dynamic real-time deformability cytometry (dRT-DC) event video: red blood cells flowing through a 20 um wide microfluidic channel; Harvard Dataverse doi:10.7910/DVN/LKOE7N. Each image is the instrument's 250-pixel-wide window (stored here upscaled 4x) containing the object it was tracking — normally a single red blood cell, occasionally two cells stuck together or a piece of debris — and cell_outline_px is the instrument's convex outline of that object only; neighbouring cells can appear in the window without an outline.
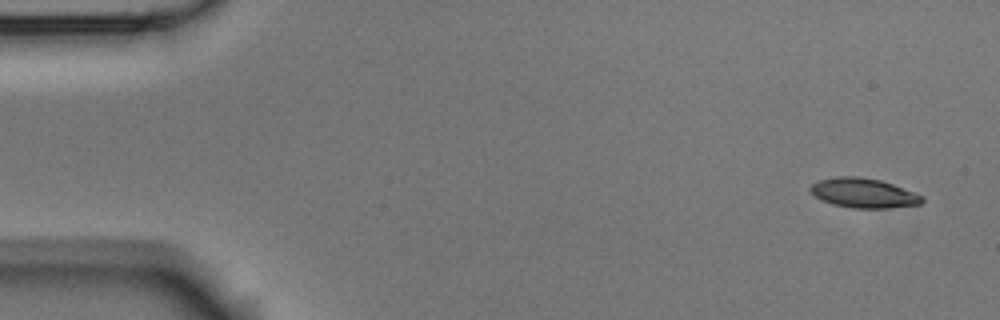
{"species": "Egyptian fruit bat (a non-hibernating species)", "species_latin": "Rousettus aegyptiacus", "temperature_condition": "room temperature", "stored_images_in_passage": 3, "camera_frame_rate_fps": 3000, "um_per_image_px": 0.085, "animal": {"sex": "male"}, "frame": {"image": 1, "passage_image": 1, "time_ms": 0.0, "image_size_px": [1000, 320], "cell_outline_px": [[924, 200], [920, 204], [888, 208], [852, 208], [832, 204], [816, 196], [808, 188], [812, 184], [820, 180], [840, 176], [856, 176], [880, 180], [916, 192], [924, 196]], "centroid_in_image_um": [73.44, 16.41], "position_along_channel_um": 11.6, "area_um2": 19.13}}
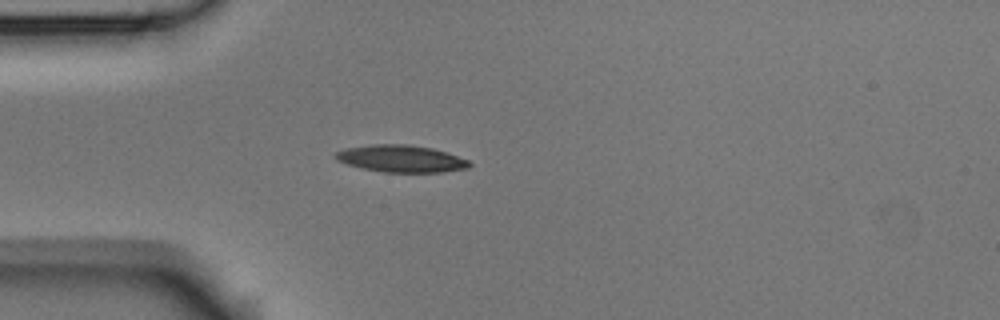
{"frame": {"image": 2, "passage_image": 3, "time_ms": 0.667, "image_size_px": [1000, 320], "cell_outline_px": [[472, 164], [468, 168], [444, 172], [384, 172], [360, 168], [336, 160], [336, 152], [348, 148], [372, 144], [408, 144], [432, 148], [468, 160]], "centroid_in_image_um": [34.1, 13.49], "position_along_channel_um": 50.9, "area_um2": 20.92}}